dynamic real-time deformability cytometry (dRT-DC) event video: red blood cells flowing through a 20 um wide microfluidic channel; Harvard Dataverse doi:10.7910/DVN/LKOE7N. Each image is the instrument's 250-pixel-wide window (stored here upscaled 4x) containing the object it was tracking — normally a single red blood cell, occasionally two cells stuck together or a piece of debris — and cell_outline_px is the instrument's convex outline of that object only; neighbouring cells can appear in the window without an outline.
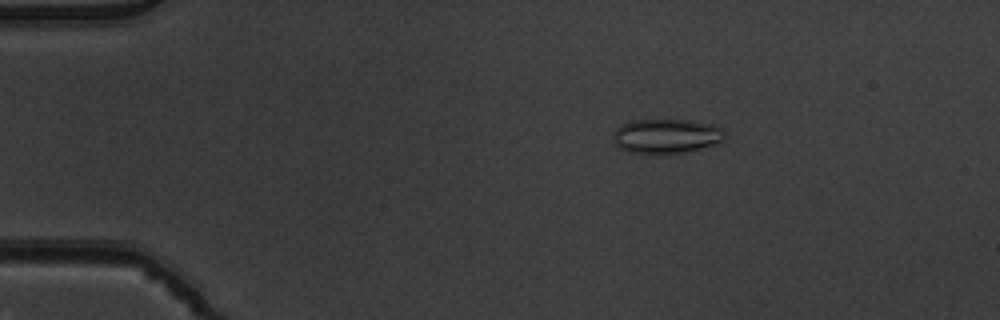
{"species": "common noctule bat (a hibernating species)", "species_latin": "Nyctalus noctula", "temperature_condition": "warm", "stored_images_in_passage": 53, "camera_frame_rate_fps": 3000, "um_per_image_px": 0.085, "animal": {"sex": "male", "body_mass_g": 19.5, "forearm_length_mm": 54.6}, "frame": {"image": 1, "passage_image": 10, "time_ms": 3.0, "image_size_px": [1000, 320], "cell_outline_px": [[724, 140], [720, 144], [684, 152], [660, 156], [656, 156], [628, 152], [620, 148], [616, 144], [616, 128], [620, 124], [632, 120], [692, 120], [712, 124], [724, 128]], "centroid_in_image_um": [56.69, 11.6], "position_along_channel_um": 28.3, "area_um2": 23.06}}
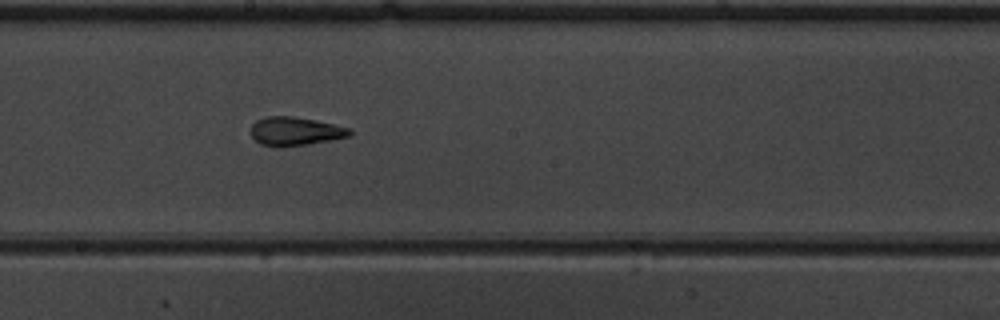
{"frame": {"image": 2, "passage_image": 30, "time_ms": 9.667, "image_size_px": [1000, 320], "cell_outline_px": [[352, 136], [332, 140], [308, 144], [260, 144], [252, 136], [252, 124], [256, 120], [264, 116], [292, 116], [316, 120], [352, 128]], "centroid_in_image_um": [25.17, 11.11], "position_along_channel_um": 223.0, "area_um2": 16.07}}
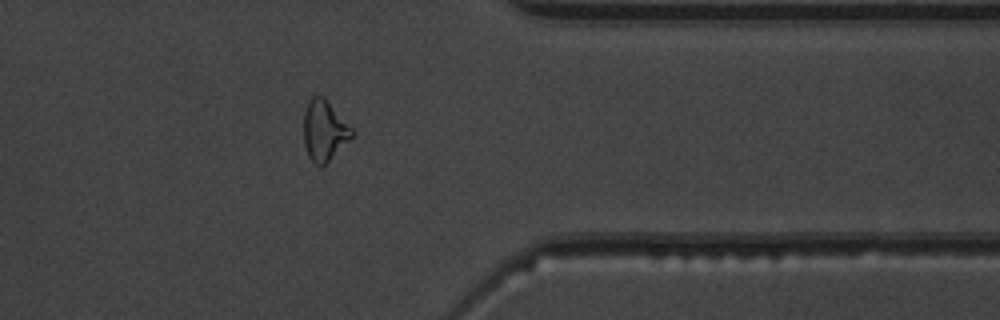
{"frame": {"image": 3, "passage_image": 43, "time_ms": 14.0, "image_size_px": [1000, 320], "cell_outline_px": [[356, 132], [324, 164], [316, 164], [308, 156], [304, 144], [304, 112], [308, 100], [312, 96], [324, 96]], "centroid_in_image_um": [27.55, 11.04], "position_along_channel_um": 383.8, "area_um2": 16.7}, "authors_computed_cell_mechanics": {"area_um2": 17.34, "velocity_mm_per_s": 3.9305, "shape_relaxation_time_tau1_ms": null, "shape_relaxation_time_tau2_ms": 2.1644, "deformation_change_tau1": null, "deformation_change_tau2": 0.1083}}